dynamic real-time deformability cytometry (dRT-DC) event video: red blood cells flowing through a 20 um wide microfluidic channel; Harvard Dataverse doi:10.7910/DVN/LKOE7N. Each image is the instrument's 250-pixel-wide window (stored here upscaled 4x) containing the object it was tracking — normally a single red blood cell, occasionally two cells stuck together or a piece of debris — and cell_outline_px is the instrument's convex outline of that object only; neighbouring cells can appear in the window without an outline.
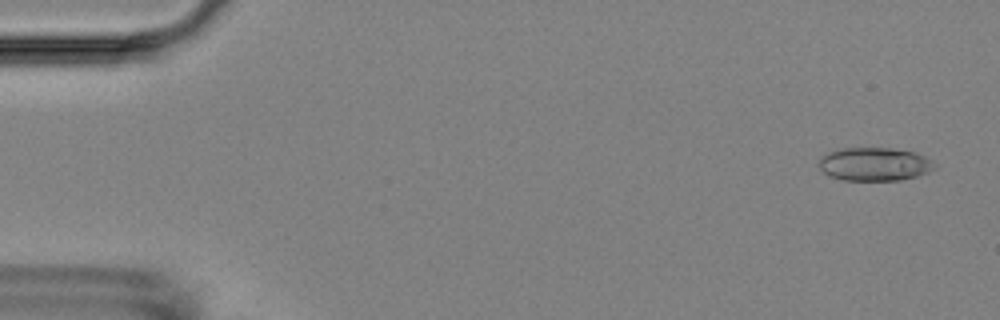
{"species": "Egyptian fruit bat (a non-hibernating species)", "species_latin": "Rousettus aegyptiacus", "temperature_condition": "room temperature", "stored_images_in_passage": 4, "camera_frame_rate_fps": 3000, "um_per_image_px": 0.085, "animal": {"sex": "female"}, "frame": {"image": 1, "passage_image": 1, "time_ms": 0.0, "image_size_px": [1000, 320], "cell_outline_px": [[936, 168], [928, 172], [916, 176], [900, 180], [844, 180], [828, 176], [820, 168], [820, 156], [828, 152], [844, 148], [892, 148], [916, 152], [932, 160], [936, 164]], "centroid_in_image_um": [74.35, 13.95], "position_along_channel_um": 10.6, "area_um2": 22.54}}